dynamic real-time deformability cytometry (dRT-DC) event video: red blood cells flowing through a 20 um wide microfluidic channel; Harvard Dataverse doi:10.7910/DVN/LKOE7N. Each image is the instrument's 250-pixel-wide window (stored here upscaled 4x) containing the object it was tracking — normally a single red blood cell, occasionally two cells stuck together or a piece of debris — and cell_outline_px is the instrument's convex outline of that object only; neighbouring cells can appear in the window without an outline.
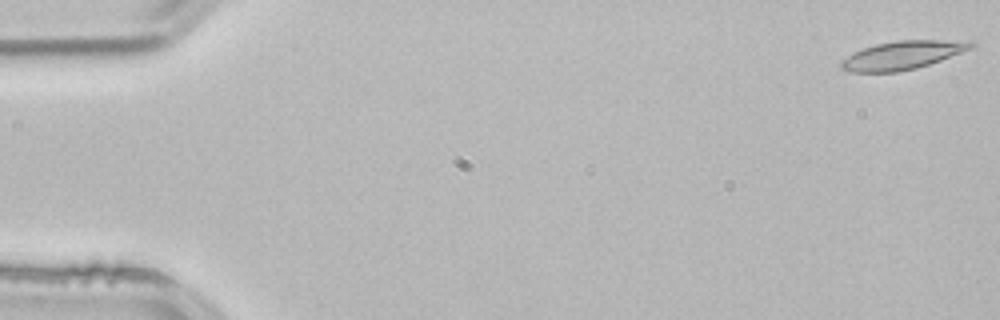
{"species": "common noctule bat (a hibernating species)", "species_latin": "Nyctalus noctula", "temperature_condition": "room temperature", "stored_images_in_passage": 4, "segment_of_instrument_passage": [2, 2], "camera_frame_rate_fps": 3000, "um_per_image_px": 0.085, "animal": {"sex": "male", "body_mass_g": 21.5, "forearm_length_mm": 52.0}, "frame": {"image": 1, "passage_image": 4, "time_ms": 1.0, "image_size_px": [1000, 320], "cell_outline_px": [[976, 44], [972, 48], [940, 60], [916, 68], [896, 72], [852, 72], [840, 68], [840, 60], [864, 48], [876, 44], [896, 40], [972, 40]], "centroid_in_image_um": [76.73, 4.68], "position_along_channel_um": 8.3, "area_um2": 21.39}}